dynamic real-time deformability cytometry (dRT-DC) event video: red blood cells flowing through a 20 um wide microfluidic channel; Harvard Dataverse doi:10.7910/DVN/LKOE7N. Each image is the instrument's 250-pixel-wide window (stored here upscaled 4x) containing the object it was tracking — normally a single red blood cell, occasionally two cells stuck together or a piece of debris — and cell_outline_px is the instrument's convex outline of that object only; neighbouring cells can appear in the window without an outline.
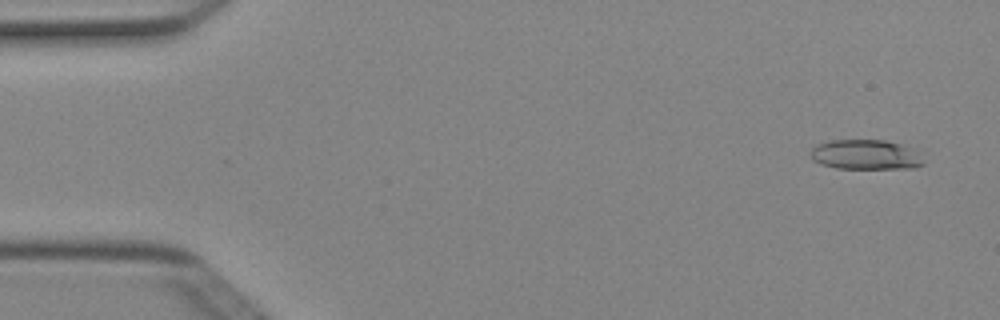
{"species": "Egyptian fruit bat (a non-hibernating species)", "species_latin": "Rousettus aegyptiacus", "temperature_condition": "cold", "stored_images_in_passage": 50, "camera_frame_rate_fps": 3000, "um_per_image_px": 0.085, "animal": {"sex": "female"}, "frame": {"image": 1, "passage_image": 3, "time_ms": 0.667, "image_size_px": [1000, 320], "cell_outline_px": [[924, 164], [916, 168], [836, 168], [820, 164], [812, 160], [808, 152], [816, 144], [828, 140], [884, 140], [900, 144], [908, 148]], "centroid_in_image_um": [73.43, 13.14], "position_along_channel_um": 11.6, "area_um2": 19.36}}
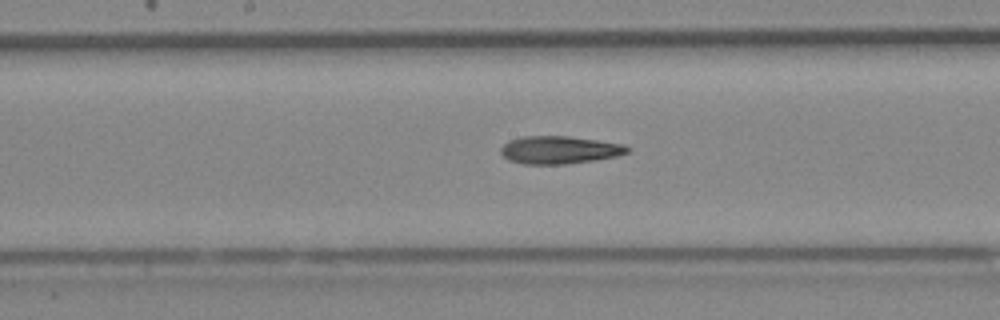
{"frame": {"image": 2, "passage_image": 26, "time_ms": 8.333, "image_size_px": [1000, 320], "cell_outline_px": [[632, 148], [628, 152], [616, 156], [568, 164], [524, 164], [508, 160], [500, 152], [500, 148], [508, 140], [524, 136], [568, 136], [624, 144]], "centroid_in_image_um": [47.53, 12.74], "position_along_channel_um": 200.7, "area_um2": 20.46}}
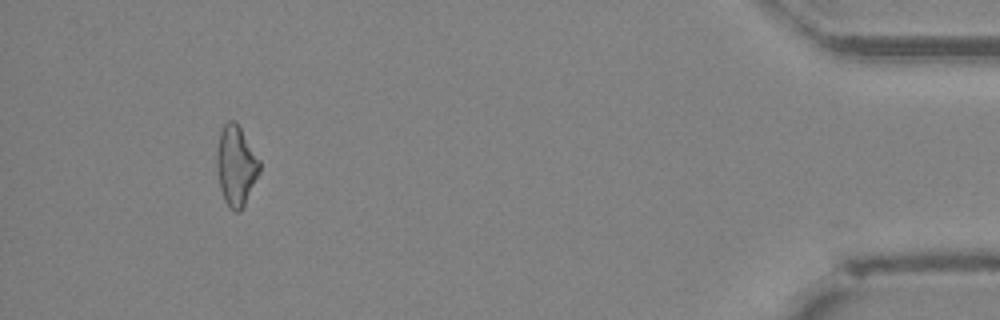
{"frame": {"image": 3, "passage_image": 47, "time_ms": 15.333, "image_size_px": [1000, 320], "cell_outline_px": [[260, 172], [240, 212], [236, 212], [228, 208], [224, 200], [220, 188], [216, 168], [216, 152], [220, 132], [224, 124], [228, 120], [236, 120], [260, 160]], "centroid_in_image_um": [20.05, 14.07], "position_along_channel_um": 415.2, "area_um2": 20.11}, "authors_computed_cell_mechanics": {"area_um2": 20.1433, "velocity_mm_per_s": 4.0301, "shape_relaxation_time_tau1_ms": null, "shape_relaxation_time_tau2_ms": 9.3677, "deformation_change_tau1": null, "deformation_change_tau2": 0.2619}}